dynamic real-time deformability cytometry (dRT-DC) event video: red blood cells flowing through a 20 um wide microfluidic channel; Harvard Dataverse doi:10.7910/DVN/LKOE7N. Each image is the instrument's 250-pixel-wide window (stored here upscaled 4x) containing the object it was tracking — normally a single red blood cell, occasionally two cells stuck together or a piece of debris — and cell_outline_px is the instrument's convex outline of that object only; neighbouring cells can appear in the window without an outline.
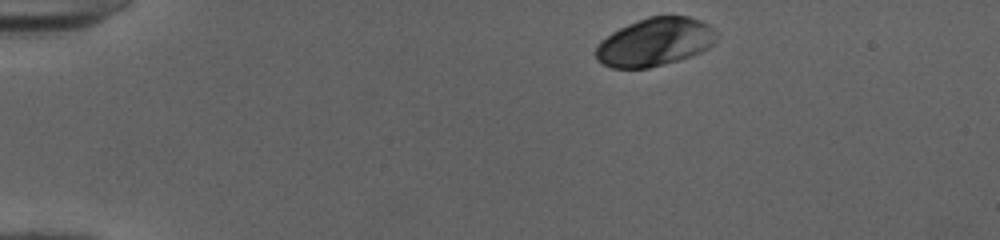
{"species": "human", "species_latin": "Homo sapiens", "temperature_condition": "cold", "stored_images_in_passage": 44, "camera_frame_rate_fps": 3000, "um_per_image_px": 0.085, "donor": {"sex": "female"}, "frame": {"image": 1, "passage_image": 1, "time_ms": 0.0, "image_size_px": [1000, 240], "cell_outline_px": [[716, 40], [708, 48], [692, 56], [648, 68], [612, 68], [596, 60], [596, 44], [600, 40], [612, 32], [628, 24], [648, 16], [688, 16], [700, 20], [708, 24], [716, 32]], "centroid_in_image_um": [55.65, 3.57], "position_along_channel_um": 29.4, "area_um2": 33.81}}
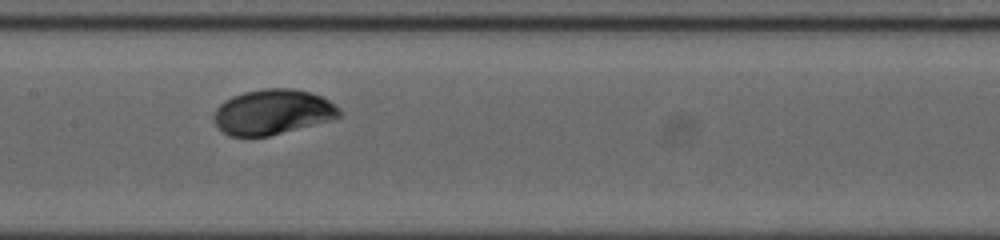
{"frame": {"image": 2, "passage_image": 19, "time_ms": 6.0, "image_size_px": [1000, 240], "cell_outline_px": [[340, 116], [336, 120], [268, 136], [228, 136], [216, 124], [212, 116], [216, 108], [224, 100], [232, 96], [244, 92], [264, 88], [292, 88], [308, 92], [320, 96], [336, 104], [340, 108]], "centroid_in_image_um": [23.2, 9.52], "position_along_channel_um": 184.2, "area_um2": 33.29}}
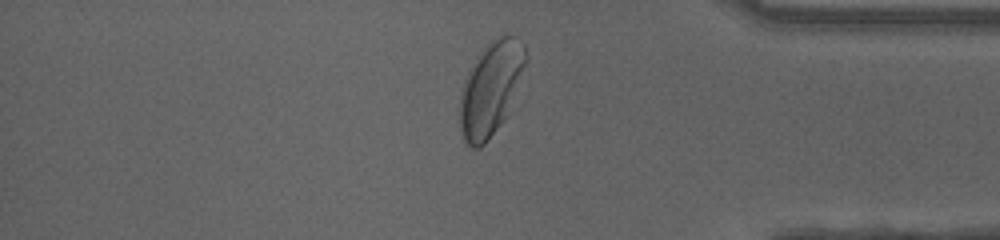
{"frame": {"image": 3, "passage_image": 36, "time_ms": 11.667, "image_size_px": [1000, 240], "cell_outline_px": [[528, 60], [508, 116], [484, 144], [480, 148], [472, 148], [464, 140], [460, 128], [460, 92], [468, 68], [476, 56], [488, 44], [500, 36], [516, 36], [524, 44], [528, 56]], "centroid_in_image_um": [41.73, 7.53], "position_along_channel_um": 393.5, "area_um2": 36.3}, "authors_computed_cell_mechanics": {"area_um2": 33.4084, "velocity_mm_per_s": 3.96, "shape_relaxation_time_tau1_ms": 2.7991, "shape_relaxation_time_tau2_ms": null, "deformation_change_tau1": 0.1368, "deformation_change_tau2": null}}